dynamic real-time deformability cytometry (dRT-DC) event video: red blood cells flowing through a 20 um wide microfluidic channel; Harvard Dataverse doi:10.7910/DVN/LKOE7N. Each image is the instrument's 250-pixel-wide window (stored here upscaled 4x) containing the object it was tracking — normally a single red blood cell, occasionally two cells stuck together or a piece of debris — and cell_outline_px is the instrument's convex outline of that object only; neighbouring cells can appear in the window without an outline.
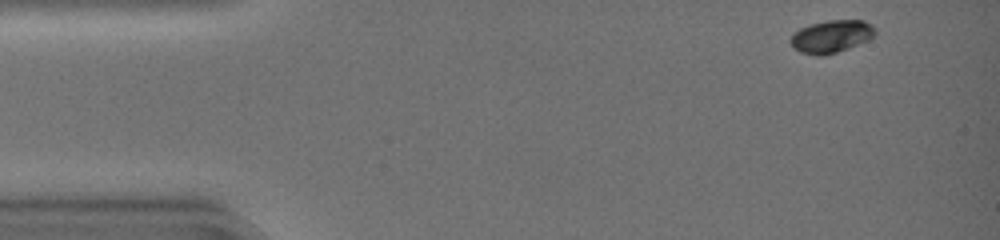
{"species": "common noctule bat (a hibernating species)", "species_latin": "Nyctalus noctula", "temperature_condition": "warm", "stored_images_in_passage": 43, "camera_frame_rate_fps": 3000, "um_per_image_px": 0.085, "animal": {"sex": "female", "body_mass_g": 19.0, "forearm_length_mm": 51.5}, "frame": {"image": 1, "passage_image": 1, "time_ms": 0.0, "image_size_px": [1000, 240], "cell_outline_px": [[876, 32], [872, 36], [856, 44], [836, 52], [824, 56], [820, 56], [800, 52], [792, 44], [792, 36], [800, 28], [808, 24], [828, 20], [864, 20]], "centroid_in_image_um": [70.62, 3.08], "position_along_channel_um": 14.4, "area_um2": 15.43}}
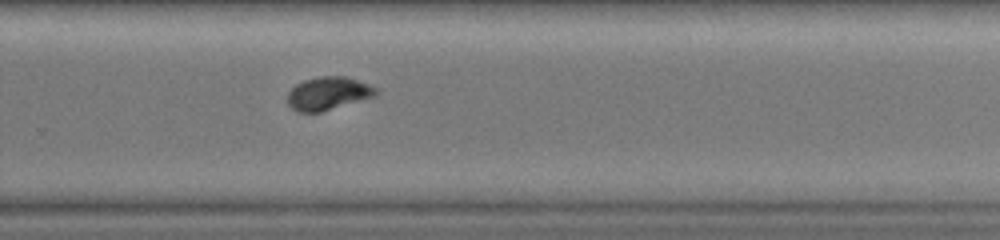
{"frame": {"image": 2, "passage_image": 29, "time_ms": 9.333, "image_size_px": [1000, 240], "cell_outline_px": [[380, 92], [376, 96], [320, 112], [300, 112], [292, 108], [288, 104], [288, 92], [296, 84], [304, 80], [320, 76], [344, 76], [368, 84], [376, 88]], "centroid_in_image_um": [27.9, 7.94], "position_along_channel_um": 301.9, "area_um2": 16.94}}
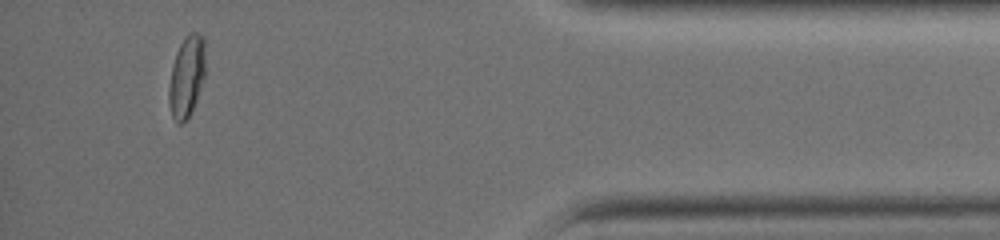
{"frame": {"image": 3, "passage_image": 40, "time_ms": 13.0, "image_size_px": [1000, 240], "cell_outline_px": [[204, 76], [196, 100], [188, 116], [180, 124], [176, 124], [172, 116], [168, 104], [168, 88], [172, 64], [176, 52], [184, 36], [188, 32], [196, 32], [204, 40]], "centroid_in_image_um": [15.82, 6.49], "position_along_channel_um": 419.4, "area_um2": 17.17}, "authors_computed_cell_mechanics": {"area_um2": 17.3978, "velocity_mm_per_s": 4.1821, "shape_relaxation_time_tau1_ms": 1.9039, "shape_relaxation_time_tau2_ms": 3.0306, "deformation_change_tau1": 0.107, "deformation_change_tau2": 0.0524}}